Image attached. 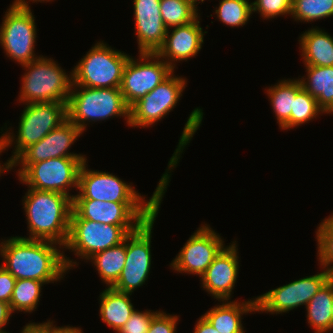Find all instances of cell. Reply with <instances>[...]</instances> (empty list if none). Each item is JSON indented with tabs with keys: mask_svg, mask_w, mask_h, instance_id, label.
Segmentation results:
<instances>
[{
	"mask_svg": "<svg viewBox=\"0 0 333 333\" xmlns=\"http://www.w3.org/2000/svg\"><path fill=\"white\" fill-rule=\"evenodd\" d=\"M126 259V238L114 247L100 251L90 257L94 266L98 271L100 279L112 287L119 279Z\"/></svg>",
	"mask_w": 333,
	"mask_h": 333,
	"instance_id": "obj_26",
	"label": "cell"
},
{
	"mask_svg": "<svg viewBox=\"0 0 333 333\" xmlns=\"http://www.w3.org/2000/svg\"><path fill=\"white\" fill-rule=\"evenodd\" d=\"M187 84L172 73L161 84L130 107V127H149L173 110Z\"/></svg>",
	"mask_w": 333,
	"mask_h": 333,
	"instance_id": "obj_14",
	"label": "cell"
},
{
	"mask_svg": "<svg viewBox=\"0 0 333 333\" xmlns=\"http://www.w3.org/2000/svg\"><path fill=\"white\" fill-rule=\"evenodd\" d=\"M189 1L196 9L198 8L197 5L200 3L199 1H201L202 3L204 2V0H189Z\"/></svg>",
	"mask_w": 333,
	"mask_h": 333,
	"instance_id": "obj_42",
	"label": "cell"
},
{
	"mask_svg": "<svg viewBox=\"0 0 333 333\" xmlns=\"http://www.w3.org/2000/svg\"><path fill=\"white\" fill-rule=\"evenodd\" d=\"M11 315L12 312L9 304L0 300V333H6L4 327L9 321Z\"/></svg>",
	"mask_w": 333,
	"mask_h": 333,
	"instance_id": "obj_39",
	"label": "cell"
},
{
	"mask_svg": "<svg viewBox=\"0 0 333 333\" xmlns=\"http://www.w3.org/2000/svg\"><path fill=\"white\" fill-rule=\"evenodd\" d=\"M277 123L282 130H290V115L296 96V80H281L267 89Z\"/></svg>",
	"mask_w": 333,
	"mask_h": 333,
	"instance_id": "obj_27",
	"label": "cell"
},
{
	"mask_svg": "<svg viewBox=\"0 0 333 333\" xmlns=\"http://www.w3.org/2000/svg\"><path fill=\"white\" fill-rule=\"evenodd\" d=\"M21 333H49V320L44 323H28Z\"/></svg>",
	"mask_w": 333,
	"mask_h": 333,
	"instance_id": "obj_38",
	"label": "cell"
},
{
	"mask_svg": "<svg viewBox=\"0 0 333 333\" xmlns=\"http://www.w3.org/2000/svg\"><path fill=\"white\" fill-rule=\"evenodd\" d=\"M1 154V153H0ZM7 170V168L4 165H1L0 163V176L2 173H4Z\"/></svg>",
	"mask_w": 333,
	"mask_h": 333,
	"instance_id": "obj_43",
	"label": "cell"
},
{
	"mask_svg": "<svg viewBox=\"0 0 333 333\" xmlns=\"http://www.w3.org/2000/svg\"><path fill=\"white\" fill-rule=\"evenodd\" d=\"M16 278L0 265V300L10 303Z\"/></svg>",
	"mask_w": 333,
	"mask_h": 333,
	"instance_id": "obj_37",
	"label": "cell"
},
{
	"mask_svg": "<svg viewBox=\"0 0 333 333\" xmlns=\"http://www.w3.org/2000/svg\"><path fill=\"white\" fill-rule=\"evenodd\" d=\"M30 1H33V2H37V1H38V2H42V1H43V2H44V1L49 2V1H53V0H30Z\"/></svg>",
	"mask_w": 333,
	"mask_h": 333,
	"instance_id": "obj_44",
	"label": "cell"
},
{
	"mask_svg": "<svg viewBox=\"0 0 333 333\" xmlns=\"http://www.w3.org/2000/svg\"><path fill=\"white\" fill-rule=\"evenodd\" d=\"M322 269L318 274L301 278L256 297L257 312L280 314L301 305L306 307L312 297L333 276L326 269Z\"/></svg>",
	"mask_w": 333,
	"mask_h": 333,
	"instance_id": "obj_15",
	"label": "cell"
},
{
	"mask_svg": "<svg viewBox=\"0 0 333 333\" xmlns=\"http://www.w3.org/2000/svg\"><path fill=\"white\" fill-rule=\"evenodd\" d=\"M224 247L221 236L209 225L202 224L187 240L178 256L172 260L170 267L179 273L196 274L201 277Z\"/></svg>",
	"mask_w": 333,
	"mask_h": 333,
	"instance_id": "obj_16",
	"label": "cell"
},
{
	"mask_svg": "<svg viewBox=\"0 0 333 333\" xmlns=\"http://www.w3.org/2000/svg\"><path fill=\"white\" fill-rule=\"evenodd\" d=\"M45 282L32 279H18L15 282L13 294L9 303L12 313L17 312H33L40 302L42 286Z\"/></svg>",
	"mask_w": 333,
	"mask_h": 333,
	"instance_id": "obj_28",
	"label": "cell"
},
{
	"mask_svg": "<svg viewBox=\"0 0 333 333\" xmlns=\"http://www.w3.org/2000/svg\"><path fill=\"white\" fill-rule=\"evenodd\" d=\"M29 237L26 239L48 240L66 244L73 199L54 191L29 188L23 197Z\"/></svg>",
	"mask_w": 333,
	"mask_h": 333,
	"instance_id": "obj_3",
	"label": "cell"
},
{
	"mask_svg": "<svg viewBox=\"0 0 333 333\" xmlns=\"http://www.w3.org/2000/svg\"><path fill=\"white\" fill-rule=\"evenodd\" d=\"M316 239L320 267L333 275V213L319 224Z\"/></svg>",
	"mask_w": 333,
	"mask_h": 333,
	"instance_id": "obj_33",
	"label": "cell"
},
{
	"mask_svg": "<svg viewBox=\"0 0 333 333\" xmlns=\"http://www.w3.org/2000/svg\"><path fill=\"white\" fill-rule=\"evenodd\" d=\"M203 110L195 108L189 115L179 143L173 156L168 162V169L161 176V179L153 192L152 197L147 201L145 196L135 191L134 187L117 176L109 172L89 170L86 160L82 163L78 175L79 194H76L73 199H94L108 202H162V198L170 182L169 171L176 168L179 163L181 153L186 145H189L193 135L202 123Z\"/></svg>",
	"mask_w": 333,
	"mask_h": 333,
	"instance_id": "obj_1",
	"label": "cell"
},
{
	"mask_svg": "<svg viewBox=\"0 0 333 333\" xmlns=\"http://www.w3.org/2000/svg\"><path fill=\"white\" fill-rule=\"evenodd\" d=\"M222 302V305L214 306L203 316L219 333H245L241 317L247 313L257 312L256 298L242 303L237 300Z\"/></svg>",
	"mask_w": 333,
	"mask_h": 333,
	"instance_id": "obj_21",
	"label": "cell"
},
{
	"mask_svg": "<svg viewBox=\"0 0 333 333\" xmlns=\"http://www.w3.org/2000/svg\"><path fill=\"white\" fill-rule=\"evenodd\" d=\"M193 333H219L213 326L208 322V320L202 315L194 328Z\"/></svg>",
	"mask_w": 333,
	"mask_h": 333,
	"instance_id": "obj_40",
	"label": "cell"
},
{
	"mask_svg": "<svg viewBox=\"0 0 333 333\" xmlns=\"http://www.w3.org/2000/svg\"><path fill=\"white\" fill-rule=\"evenodd\" d=\"M26 0H14L0 25V44L7 57L28 64L40 56L34 54L36 42L35 17Z\"/></svg>",
	"mask_w": 333,
	"mask_h": 333,
	"instance_id": "obj_9",
	"label": "cell"
},
{
	"mask_svg": "<svg viewBox=\"0 0 333 333\" xmlns=\"http://www.w3.org/2000/svg\"><path fill=\"white\" fill-rule=\"evenodd\" d=\"M161 202H108L73 199V211L81 218L111 225H142L156 214Z\"/></svg>",
	"mask_w": 333,
	"mask_h": 333,
	"instance_id": "obj_11",
	"label": "cell"
},
{
	"mask_svg": "<svg viewBox=\"0 0 333 333\" xmlns=\"http://www.w3.org/2000/svg\"><path fill=\"white\" fill-rule=\"evenodd\" d=\"M236 241L225 246L200 277L202 287L218 301L230 300L239 271Z\"/></svg>",
	"mask_w": 333,
	"mask_h": 333,
	"instance_id": "obj_18",
	"label": "cell"
},
{
	"mask_svg": "<svg viewBox=\"0 0 333 333\" xmlns=\"http://www.w3.org/2000/svg\"><path fill=\"white\" fill-rule=\"evenodd\" d=\"M215 15L226 25L239 27L245 25L252 14L249 0H221L216 7Z\"/></svg>",
	"mask_w": 333,
	"mask_h": 333,
	"instance_id": "obj_32",
	"label": "cell"
},
{
	"mask_svg": "<svg viewBox=\"0 0 333 333\" xmlns=\"http://www.w3.org/2000/svg\"><path fill=\"white\" fill-rule=\"evenodd\" d=\"M324 113L317 104L316 98L312 97L296 79V96L290 115V129L300 126Z\"/></svg>",
	"mask_w": 333,
	"mask_h": 333,
	"instance_id": "obj_30",
	"label": "cell"
},
{
	"mask_svg": "<svg viewBox=\"0 0 333 333\" xmlns=\"http://www.w3.org/2000/svg\"><path fill=\"white\" fill-rule=\"evenodd\" d=\"M198 16L194 21L167 29L165 41L157 54L174 70L175 62L187 61L202 49L204 33ZM170 31V32H169ZM178 60V61H177Z\"/></svg>",
	"mask_w": 333,
	"mask_h": 333,
	"instance_id": "obj_20",
	"label": "cell"
},
{
	"mask_svg": "<svg viewBox=\"0 0 333 333\" xmlns=\"http://www.w3.org/2000/svg\"><path fill=\"white\" fill-rule=\"evenodd\" d=\"M85 160L86 157H59L20 164L17 176L28 188L54 191L73 199L75 195H70L69 190L71 187L78 190L79 170Z\"/></svg>",
	"mask_w": 333,
	"mask_h": 333,
	"instance_id": "obj_10",
	"label": "cell"
},
{
	"mask_svg": "<svg viewBox=\"0 0 333 333\" xmlns=\"http://www.w3.org/2000/svg\"><path fill=\"white\" fill-rule=\"evenodd\" d=\"M25 105L20 117L17 135L6 131L0 137V153L11 146L13 142L16 144L13 155L3 164L6 168L26 148L39 142L67 119V103L40 102Z\"/></svg>",
	"mask_w": 333,
	"mask_h": 333,
	"instance_id": "obj_5",
	"label": "cell"
},
{
	"mask_svg": "<svg viewBox=\"0 0 333 333\" xmlns=\"http://www.w3.org/2000/svg\"><path fill=\"white\" fill-rule=\"evenodd\" d=\"M56 245L63 249L60 244L48 240L11 237L0 243L2 266L16 280L32 279L46 284L57 282L77 263L64 256Z\"/></svg>",
	"mask_w": 333,
	"mask_h": 333,
	"instance_id": "obj_2",
	"label": "cell"
},
{
	"mask_svg": "<svg viewBox=\"0 0 333 333\" xmlns=\"http://www.w3.org/2000/svg\"><path fill=\"white\" fill-rule=\"evenodd\" d=\"M22 67H25L27 72L21 80L19 102L24 104L68 102L73 84L72 72L70 75L66 74L65 70L54 59L41 55Z\"/></svg>",
	"mask_w": 333,
	"mask_h": 333,
	"instance_id": "obj_6",
	"label": "cell"
},
{
	"mask_svg": "<svg viewBox=\"0 0 333 333\" xmlns=\"http://www.w3.org/2000/svg\"><path fill=\"white\" fill-rule=\"evenodd\" d=\"M305 68L307 78L299 79L302 87L316 98L318 107L324 114H333V66H305Z\"/></svg>",
	"mask_w": 333,
	"mask_h": 333,
	"instance_id": "obj_24",
	"label": "cell"
},
{
	"mask_svg": "<svg viewBox=\"0 0 333 333\" xmlns=\"http://www.w3.org/2000/svg\"><path fill=\"white\" fill-rule=\"evenodd\" d=\"M160 1L133 0L139 53H157L165 41L167 28L161 17Z\"/></svg>",
	"mask_w": 333,
	"mask_h": 333,
	"instance_id": "obj_19",
	"label": "cell"
},
{
	"mask_svg": "<svg viewBox=\"0 0 333 333\" xmlns=\"http://www.w3.org/2000/svg\"><path fill=\"white\" fill-rule=\"evenodd\" d=\"M49 333H83V331L80 328L73 326L57 327L54 326L53 320L52 322L49 320Z\"/></svg>",
	"mask_w": 333,
	"mask_h": 333,
	"instance_id": "obj_41",
	"label": "cell"
},
{
	"mask_svg": "<svg viewBox=\"0 0 333 333\" xmlns=\"http://www.w3.org/2000/svg\"><path fill=\"white\" fill-rule=\"evenodd\" d=\"M291 15L308 23L333 16V0H292Z\"/></svg>",
	"mask_w": 333,
	"mask_h": 333,
	"instance_id": "obj_31",
	"label": "cell"
},
{
	"mask_svg": "<svg viewBox=\"0 0 333 333\" xmlns=\"http://www.w3.org/2000/svg\"><path fill=\"white\" fill-rule=\"evenodd\" d=\"M129 54L112 49L103 41L95 45L73 68L72 86L89 88L120 87Z\"/></svg>",
	"mask_w": 333,
	"mask_h": 333,
	"instance_id": "obj_7",
	"label": "cell"
},
{
	"mask_svg": "<svg viewBox=\"0 0 333 333\" xmlns=\"http://www.w3.org/2000/svg\"><path fill=\"white\" fill-rule=\"evenodd\" d=\"M305 66H333V37L321 29L311 28L299 37Z\"/></svg>",
	"mask_w": 333,
	"mask_h": 333,
	"instance_id": "obj_22",
	"label": "cell"
},
{
	"mask_svg": "<svg viewBox=\"0 0 333 333\" xmlns=\"http://www.w3.org/2000/svg\"><path fill=\"white\" fill-rule=\"evenodd\" d=\"M307 321L315 333L333 329V276L306 305Z\"/></svg>",
	"mask_w": 333,
	"mask_h": 333,
	"instance_id": "obj_25",
	"label": "cell"
},
{
	"mask_svg": "<svg viewBox=\"0 0 333 333\" xmlns=\"http://www.w3.org/2000/svg\"><path fill=\"white\" fill-rule=\"evenodd\" d=\"M82 133L83 132L67 118L39 142L26 148L8 166L7 172L19 164H33L59 157H84L85 155L69 152L71 145Z\"/></svg>",
	"mask_w": 333,
	"mask_h": 333,
	"instance_id": "obj_17",
	"label": "cell"
},
{
	"mask_svg": "<svg viewBox=\"0 0 333 333\" xmlns=\"http://www.w3.org/2000/svg\"><path fill=\"white\" fill-rule=\"evenodd\" d=\"M159 208L160 206L154 216L126 237L125 267L117 282L112 286L116 291L132 294L148 279L152 260L150 249L152 228Z\"/></svg>",
	"mask_w": 333,
	"mask_h": 333,
	"instance_id": "obj_12",
	"label": "cell"
},
{
	"mask_svg": "<svg viewBox=\"0 0 333 333\" xmlns=\"http://www.w3.org/2000/svg\"><path fill=\"white\" fill-rule=\"evenodd\" d=\"M189 0H161L160 13L167 29L194 21L199 15Z\"/></svg>",
	"mask_w": 333,
	"mask_h": 333,
	"instance_id": "obj_29",
	"label": "cell"
},
{
	"mask_svg": "<svg viewBox=\"0 0 333 333\" xmlns=\"http://www.w3.org/2000/svg\"><path fill=\"white\" fill-rule=\"evenodd\" d=\"M141 225H111L81 219L73 210L69 234L63 249H69L77 257L88 260L94 254L122 243Z\"/></svg>",
	"mask_w": 333,
	"mask_h": 333,
	"instance_id": "obj_8",
	"label": "cell"
},
{
	"mask_svg": "<svg viewBox=\"0 0 333 333\" xmlns=\"http://www.w3.org/2000/svg\"><path fill=\"white\" fill-rule=\"evenodd\" d=\"M173 72L157 53H139L137 60L130 56L124 67L120 86L126 104L131 107Z\"/></svg>",
	"mask_w": 333,
	"mask_h": 333,
	"instance_id": "obj_13",
	"label": "cell"
},
{
	"mask_svg": "<svg viewBox=\"0 0 333 333\" xmlns=\"http://www.w3.org/2000/svg\"><path fill=\"white\" fill-rule=\"evenodd\" d=\"M179 316L166 314L159 311L151 320V324L147 333H175L176 324Z\"/></svg>",
	"mask_w": 333,
	"mask_h": 333,
	"instance_id": "obj_36",
	"label": "cell"
},
{
	"mask_svg": "<svg viewBox=\"0 0 333 333\" xmlns=\"http://www.w3.org/2000/svg\"><path fill=\"white\" fill-rule=\"evenodd\" d=\"M253 12L260 13V16L272 19L277 16L291 15L292 0H256L251 3Z\"/></svg>",
	"mask_w": 333,
	"mask_h": 333,
	"instance_id": "obj_34",
	"label": "cell"
},
{
	"mask_svg": "<svg viewBox=\"0 0 333 333\" xmlns=\"http://www.w3.org/2000/svg\"><path fill=\"white\" fill-rule=\"evenodd\" d=\"M135 310L130 316L129 320L123 325V327L117 333H147L151 324V320L159 311Z\"/></svg>",
	"mask_w": 333,
	"mask_h": 333,
	"instance_id": "obj_35",
	"label": "cell"
},
{
	"mask_svg": "<svg viewBox=\"0 0 333 333\" xmlns=\"http://www.w3.org/2000/svg\"><path fill=\"white\" fill-rule=\"evenodd\" d=\"M119 116L124 117L129 126L130 107L126 104L120 87L72 86L67 102V118L82 132L88 125L86 122Z\"/></svg>",
	"mask_w": 333,
	"mask_h": 333,
	"instance_id": "obj_4",
	"label": "cell"
},
{
	"mask_svg": "<svg viewBox=\"0 0 333 333\" xmlns=\"http://www.w3.org/2000/svg\"><path fill=\"white\" fill-rule=\"evenodd\" d=\"M132 294L116 291L107 287L100 293V317L108 327L118 332L129 320L136 309L131 303Z\"/></svg>",
	"mask_w": 333,
	"mask_h": 333,
	"instance_id": "obj_23",
	"label": "cell"
}]
</instances>
